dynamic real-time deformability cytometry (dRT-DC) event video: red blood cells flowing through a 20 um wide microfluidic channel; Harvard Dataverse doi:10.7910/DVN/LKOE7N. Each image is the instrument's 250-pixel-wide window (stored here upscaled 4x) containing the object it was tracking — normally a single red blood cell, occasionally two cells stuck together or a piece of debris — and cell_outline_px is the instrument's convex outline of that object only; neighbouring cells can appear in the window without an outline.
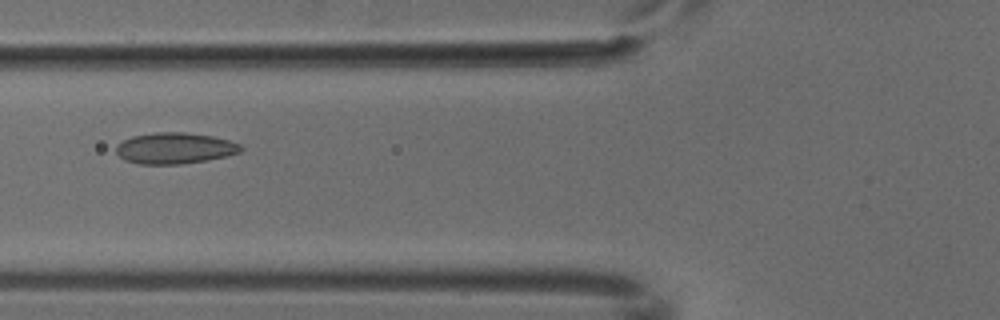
{"species": "common noctule bat (a hibernating species)", "species_latin": "Nyctalus noctula", "temperature_condition": "cold", "stored_images_in_passage": 5, "camera_frame_rate_fps": 3000, "um_per_image_px": 0.085, "animal": {"sex": "male", "body_mass_g": 18.8}, "frame": {"image": 1, "passage_image": 5, "time_ms": 1.333, "image_size_px": [1000, 320], "cell_outline_px": [[244, 148], [240, 152], [228, 156], [180, 164], [140, 164], [124, 160], [116, 152], [116, 144], [132, 136], [156, 132], [184, 132], [212, 136], [228, 140], [240, 144]], "centroid_in_image_um": [14.85, 12.59], "position_along_channel_um": 111.0, "area_um2": 22.6}}